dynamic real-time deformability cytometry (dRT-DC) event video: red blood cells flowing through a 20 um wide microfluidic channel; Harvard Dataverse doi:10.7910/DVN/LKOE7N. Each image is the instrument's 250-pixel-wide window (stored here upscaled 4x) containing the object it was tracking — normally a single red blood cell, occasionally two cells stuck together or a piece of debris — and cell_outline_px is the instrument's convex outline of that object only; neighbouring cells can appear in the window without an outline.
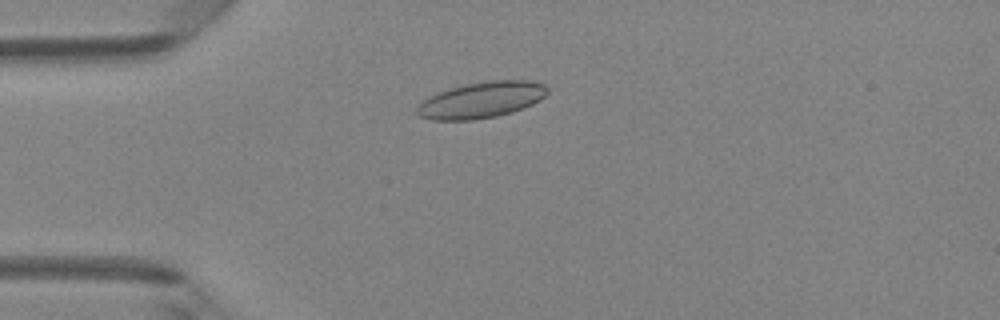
{"species": "Egyptian fruit bat (a non-hibernating species)", "species_latin": "Rousettus aegyptiacus", "temperature_condition": "room temperature", "stored_images_in_passage": 47, "camera_frame_rate_fps": 3000, "um_per_image_px": 0.085, "animal": {"sex": "female"}, "frame": {"image": 1, "passage_image": 11, "time_ms": 3.333, "image_size_px": [1000, 320], "cell_outline_px": [[548, 92], [540, 100], [532, 104], [512, 112], [496, 116], [472, 120], [432, 120], [420, 116], [416, 112], [416, 108], [428, 96], [464, 84], [484, 80], [532, 80], [544, 84], [548, 88]], "centroid_in_image_um": [40.94, 8.48], "position_along_channel_um": 44.1, "area_um2": 27.46}}
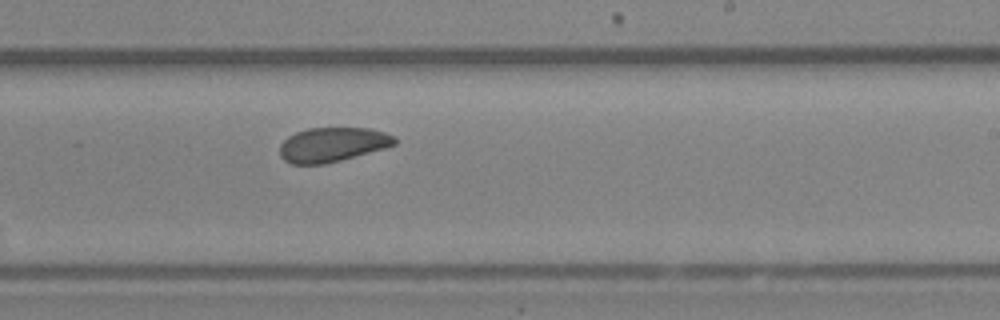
{"frame": {"image": 2, "passage_image": 28, "time_ms": 9.0, "image_size_px": [1000, 320], "cell_outline_px": [[396, 144], [384, 148], [340, 160], [324, 164], [292, 164], [284, 160], [280, 156], [280, 144], [288, 136], [296, 132], [308, 128], [368, 128], [384, 132], [396, 136]], "centroid_in_image_um": [28.24, 12.28], "position_along_channel_um": 260.8, "area_um2": 22.95}}
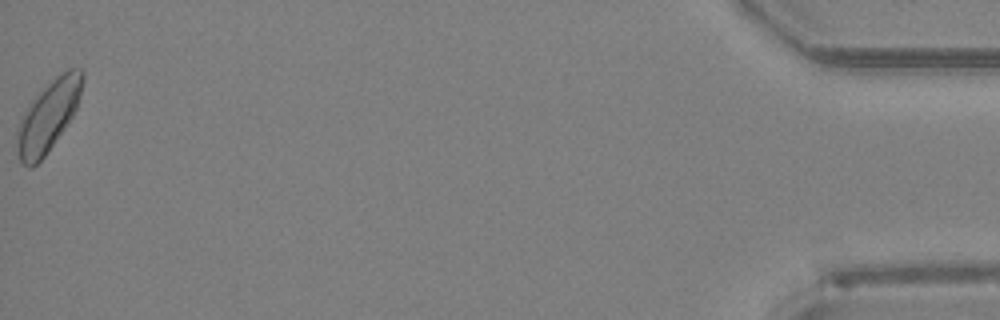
{"frame": {"image": 3, "passage_image": 47, "time_ms": 15.333, "image_size_px": [1000, 320], "cell_outline_px": [[84, 80], [80, 96], [76, 108], [72, 116], [64, 128], [44, 156], [32, 168], [28, 168], [20, 160], [16, 152], [16, 128], [20, 116], [28, 104], [60, 72], [68, 68], [80, 68], [84, 72]], "centroid_in_image_um": [4.07, 9.85], "position_along_channel_um": 431.1, "area_um2": 26.99}, "authors_computed_cell_mechanics": {"area_um2": 23.987, "velocity_mm_per_s": 4.2073, "shape_relaxation_time_tau1_ms": 3.7162, "shape_relaxation_time_tau2_ms": 2.9662, "deformation_change_tau1": 0.0776, "deformation_change_tau2": 0.0755}}